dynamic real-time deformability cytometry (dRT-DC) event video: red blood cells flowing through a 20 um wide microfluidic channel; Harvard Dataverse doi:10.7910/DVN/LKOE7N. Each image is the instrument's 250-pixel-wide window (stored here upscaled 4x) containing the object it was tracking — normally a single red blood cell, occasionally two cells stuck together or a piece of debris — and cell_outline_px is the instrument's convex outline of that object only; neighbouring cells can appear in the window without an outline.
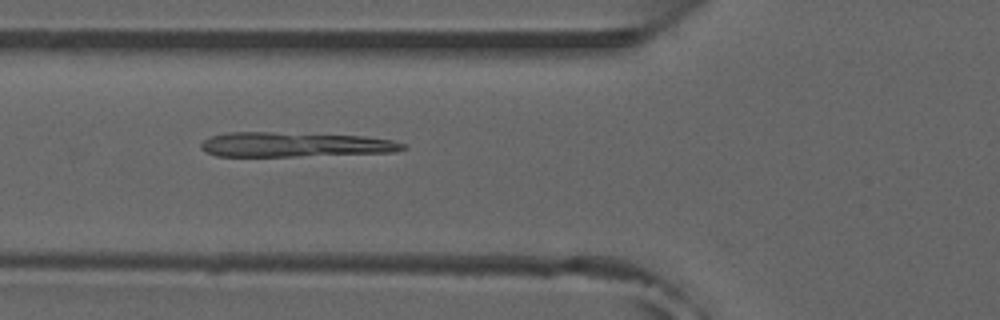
{"species": "common noctule bat (a hibernating species)", "species_latin": "Nyctalus noctula", "temperature_condition": "room temperature", "stored_images_in_passage": 38, "camera_frame_rate_fps": 3000, "um_per_image_px": 0.085, "animal": {"sex": "male", "forearm_length_mm": 52.5}, "frame": {"image": 1, "passage_image": 6, "time_ms": 1.667, "image_size_px": [1000, 320], "cell_outline_px": [[408, 148], [396, 152], [296, 156], [216, 156], [204, 152], [200, 148], [200, 144], [204, 140], [212, 136], [228, 132], [272, 132], [364, 136], [392, 140], [404, 144]], "centroid_in_image_um": [25.04, 12.29], "position_along_channel_um": 100.8, "area_um2": 29.07}}